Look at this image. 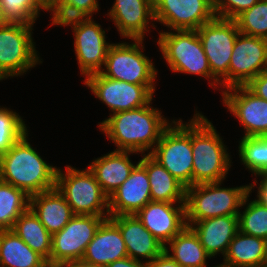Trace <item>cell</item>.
Returning <instances> with one entry per match:
<instances>
[{
    "instance_id": "obj_1",
    "label": "cell",
    "mask_w": 267,
    "mask_h": 267,
    "mask_svg": "<svg viewBox=\"0 0 267 267\" xmlns=\"http://www.w3.org/2000/svg\"><path fill=\"white\" fill-rule=\"evenodd\" d=\"M151 101L142 107L116 112L98 122V128L116 149L150 154L162 133L173 122L166 118Z\"/></svg>"
},
{
    "instance_id": "obj_2",
    "label": "cell",
    "mask_w": 267,
    "mask_h": 267,
    "mask_svg": "<svg viewBox=\"0 0 267 267\" xmlns=\"http://www.w3.org/2000/svg\"><path fill=\"white\" fill-rule=\"evenodd\" d=\"M29 130L0 155V180L23 190L29 197L56 186L57 166L43 160L29 141ZM37 151V152H36Z\"/></svg>"
},
{
    "instance_id": "obj_3",
    "label": "cell",
    "mask_w": 267,
    "mask_h": 267,
    "mask_svg": "<svg viewBox=\"0 0 267 267\" xmlns=\"http://www.w3.org/2000/svg\"><path fill=\"white\" fill-rule=\"evenodd\" d=\"M194 112L191 119L192 186L223 181L233 165L231 152L202 111L196 109Z\"/></svg>"
},
{
    "instance_id": "obj_4",
    "label": "cell",
    "mask_w": 267,
    "mask_h": 267,
    "mask_svg": "<svg viewBox=\"0 0 267 267\" xmlns=\"http://www.w3.org/2000/svg\"><path fill=\"white\" fill-rule=\"evenodd\" d=\"M156 43L162 58L173 73L204 77L213 89L221 91L212 75L197 30H160Z\"/></svg>"
},
{
    "instance_id": "obj_5",
    "label": "cell",
    "mask_w": 267,
    "mask_h": 267,
    "mask_svg": "<svg viewBox=\"0 0 267 267\" xmlns=\"http://www.w3.org/2000/svg\"><path fill=\"white\" fill-rule=\"evenodd\" d=\"M225 180L186 188V221H201L226 215H238L250 184L223 187ZM222 186V187H221Z\"/></svg>"
},
{
    "instance_id": "obj_6",
    "label": "cell",
    "mask_w": 267,
    "mask_h": 267,
    "mask_svg": "<svg viewBox=\"0 0 267 267\" xmlns=\"http://www.w3.org/2000/svg\"><path fill=\"white\" fill-rule=\"evenodd\" d=\"M67 165L58 167L56 188L64 196L74 214L110 216L109 197L103 192L93 172Z\"/></svg>"
},
{
    "instance_id": "obj_7",
    "label": "cell",
    "mask_w": 267,
    "mask_h": 267,
    "mask_svg": "<svg viewBox=\"0 0 267 267\" xmlns=\"http://www.w3.org/2000/svg\"><path fill=\"white\" fill-rule=\"evenodd\" d=\"M144 40L131 39L133 42L112 43L100 73L107 78L131 84H156L158 69L143 53Z\"/></svg>"
},
{
    "instance_id": "obj_8",
    "label": "cell",
    "mask_w": 267,
    "mask_h": 267,
    "mask_svg": "<svg viewBox=\"0 0 267 267\" xmlns=\"http://www.w3.org/2000/svg\"><path fill=\"white\" fill-rule=\"evenodd\" d=\"M149 155L186 188L192 186L191 119L174 118Z\"/></svg>"
},
{
    "instance_id": "obj_9",
    "label": "cell",
    "mask_w": 267,
    "mask_h": 267,
    "mask_svg": "<svg viewBox=\"0 0 267 267\" xmlns=\"http://www.w3.org/2000/svg\"><path fill=\"white\" fill-rule=\"evenodd\" d=\"M34 26L8 23L0 27V81L21 77L43 63L32 37Z\"/></svg>"
},
{
    "instance_id": "obj_10",
    "label": "cell",
    "mask_w": 267,
    "mask_h": 267,
    "mask_svg": "<svg viewBox=\"0 0 267 267\" xmlns=\"http://www.w3.org/2000/svg\"><path fill=\"white\" fill-rule=\"evenodd\" d=\"M60 27L70 26L74 36V52L84 80L91 74L100 73L105 65L108 48L106 29L93 17H77L63 21Z\"/></svg>"
},
{
    "instance_id": "obj_11",
    "label": "cell",
    "mask_w": 267,
    "mask_h": 267,
    "mask_svg": "<svg viewBox=\"0 0 267 267\" xmlns=\"http://www.w3.org/2000/svg\"><path fill=\"white\" fill-rule=\"evenodd\" d=\"M212 75L221 92L228 88V69L235 40L240 33L234 20L214 17L197 29Z\"/></svg>"
},
{
    "instance_id": "obj_12",
    "label": "cell",
    "mask_w": 267,
    "mask_h": 267,
    "mask_svg": "<svg viewBox=\"0 0 267 267\" xmlns=\"http://www.w3.org/2000/svg\"><path fill=\"white\" fill-rule=\"evenodd\" d=\"M83 83L110 109V115L148 105L156 92V84H131L107 78L101 73L89 75Z\"/></svg>"
},
{
    "instance_id": "obj_13",
    "label": "cell",
    "mask_w": 267,
    "mask_h": 267,
    "mask_svg": "<svg viewBox=\"0 0 267 267\" xmlns=\"http://www.w3.org/2000/svg\"><path fill=\"white\" fill-rule=\"evenodd\" d=\"M109 216L75 214L64 228L52 235L50 266L81 261L100 224Z\"/></svg>"
},
{
    "instance_id": "obj_14",
    "label": "cell",
    "mask_w": 267,
    "mask_h": 267,
    "mask_svg": "<svg viewBox=\"0 0 267 267\" xmlns=\"http://www.w3.org/2000/svg\"><path fill=\"white\" fill-rule=\"evenodd\" d=\"M223 106L241 124L243 137L267 136V101L245 86H233L221 93Z\"/></svg>"
},
{
    "instance_id": "obj_15",
    "label": "cell",
    "mask_w": 267,
    "mask_h": 267,
    "mask_svg": "<svg viewBox=\"0 0 267 267\" xmlns=\"http://www.w3.org/2000/svg\"><path fill=\"white\" fill-rule=\"evenodd\" d=\"M266 69V39L239 33L235 40L229 64L228 88L245 86L251 79Z\"/></svg>"
},
{
    "instance_id": "obj_16",
    "label": "cell",
    "mask_w": 267,
    "mask_h": 267,
    "mask_svg": "<svg viewBox=\"0 0 267 267\" xmlns=\"http://www.w3.org/2000/svg\"><path fill=\"white\" fill-rule=\"evenodd\" d=\"M154 17L168 30H197L215 13L206 0H154Z\"/></svg>"
},
{
    "instance_id": "obj_17",
    "label": "cell",
    "mask_w": 267,
    "mask_h": 267,
    "mask_svg": "<svg viewBox=\"0 0 267 267\" xmlns=\"http://www.w3.org/2000/svg\"><path fill=\"white\" fill-rule=\"evenodd\" d=\"M107 11L108 19L125 40L144 39L150 27L156 29L154 0H115Z\"/></svg>"
},
{
    "instance_id": "obj_18",
    "label": "cell",
    "mask_w": 267,
    "mask_h": 267,
    "mask_svg": "<svg viewBox=\"0 0 267 267\" xmlns=\"http://www.w3.org/2000/svg\"><path fill=\"white\" fill-rule=\"evenodd\" d=\"M135 215L164 246L187 226L185 203L151 201Z\"/></svg>"
},
{
    "instance_id": "obj_19",
    "label": "cell",
    "mask_w": 267,
    "mask_h": 267,
    "mask_svg": "<svg viewBox=\"0 0 267 267\" xmlns=\"http://www.w3.org/2000/svg\"><path fill=\"white\" fill-rule=\"evenodd\" d=\"M151 201L146 168L139 162L130 176L109 197V214L133 215Z\"/></svg>"
},
{
    "instance_id": "obj_20",
    "label": "cell",
    "mask_w": 267,
    "mask_h": 267,
    "mask_svg": "<svg viewBox=\"0 0 267 267\" xmlns=\"http://www.w3.org/2000/svg\"><path fill=\"white\" fill-rule=\"evenodd\" d=\"M119 228L127 248L128 257L150 262L164 252V245L155 238L133 215L109 216Z\"/></svg>"
},
{
    "instance_id": "obj_21",
    "label": "cell",
    "mask_w": 267,
    "mask_h": 267,
    "mask_svg": "<svg viewBox=\"0 0 267 267\" xmlns=\"http://www.w3.org/2000/svg\"><path fill=\"white\" fill-rule=\"evenodd\" d=\"M127 256V248L119 228L107 218L98 227L81 261L89 265L106 267Z\"/></svg>"
},
{
    "instance_id": "obj_22",
    "label": "cell",
    "mask_w": 267,
    "mask_h": 267,
    "mask_svg": "<svg viewBox=\"0 0 267 267\" xmlns=\"http://www.w3.org/2000/svg\"><path fill=\"white\" fill-rule=\"evenodd\" d=\"M198 235L206 252L213 259L225 256L229 244L239 230L238 215H226L201 221H186Z\"/></svg>"
},
{
    "instance_id": "obj_23",
    "label": "cell",
    "mask_w": 267,
    "mask_h": 267,
    "mask_svg": "<svg viewBox=\"0 0 267 267\" xmlns=\"http://www.w3.org/2000/svg\"><path fill=\"white\" fill-rule=\"evenodd\" d=\"M138 154L132 151L113 150L110 153L93 159L88 168L93 172L103 192L111 194L130 176L135 164L130 155Z\"/></svg>"
},
{
    "instance_id": "obj_24",
    "label": "cell",
    "mask_w": 267,
    "mask_h": 267,
    "mask_svg": "<svg viewBox=\"0 0 267 267\" xmlns=\"http://www.w3.org/2000/svg\"><path fill=\"white\" fill-rule=\"evenodd\" d=\"M29 208L51 235L61 231L75 215L56 187L30 196Z\"/></svg>"
},
{
    "instance_id": "obj_25",
    "label": "cell",
    "mask_w": 267,
    "mask_h": 267,
    "mask_svg": "<svg viewBox=\"0 0 267 267\" xmlns=\"http://www.w3.org/2000/svg\"><path fill=\"white\" fill-rule=\"evenodd\" d=\"M140 156L139 162L149 178L152 201L185 203L186 187L149 154Z\"/></svg>"
},
{
    "instance_id": "obj_26",
    "label": "cell",
    "mask_w": 267,
    "mask_h": 267,
    "mask_svg": "<svg viewBox=\"0 0 267 267\" xmlns=\"http://www.w3.org/2000/svg\"><path fill=\"white\" fill-rule=\"evenodd\" d=\"M266 263V241L238 230L219 266L258 267Z\"/></svg>"
},
{
    "instance_id": "obj_27",
    "label": "cell",
    "mask_w": 267,
    "mask_h": 267,
    "mask_svg": "<svg viewBox=\"0 0 267 267\" xmlns=\"http://www.w3.org/2000/svg\"><path fill=\"white\" fill-rule=\"evenodd\" d=\"M164 252L181 267H209L207 260L211 259L190 226H186L169 241L164 247Z\"/></svg>"
},
{
    "instance_id": "obj_28",
    "label": "cell",
    "mask_w": 267,
    "mask_h": 267,
    "mask_svg": "<svg viewBox=\"0 0 267 267\" xmlns=\"http://www.w3.org/2000/svg\"><path fill=\"white\" fill-rule=\"evenodd\" d=\"M0 267H49L13 230H0Z\"/></svg>"
},
{
    "instance_id": "obj_29",
    "label": "cell",
    "mask_w": 267,
    "mask_h": 267,
    "mask_svg": "<svg viewBox=\"0 0 267 267\" xmlns=\"http://www.w3.org/2000/svg\"><path fill=\"white\" fill-rule=\"evenodd\" d=\"M12 230L50 266L52 235L30 208L19 216Z\"/></svg>"
},
{
    "instance_id": "obj_30",
    "label": "cell",
    "mask_w": 267,
    "mask_h": 267,
    "mask_svg": "<svg viewBox=\"0 0 267 267\" xmlns=\"http://www.w3.org/2000/svg\"><path fill=\"white\" fill-rule=\"evenodd\" d=\"M29 196L0 180V230H12L15 221L29 208Z\"/></svg>"
},
{
    "instance_id": "obj_31",
    "label": "cell",
    "mask_w": 267,
    "mask_h": 267,
    "mask_svg": "<svg viewBox=\"0 0 267 267\" xmlns=\"http://www.w3.org/2000/svg\"><path fill=\"white\" fill-rule=\"evenodd\" d=\"M250 191L243 200L238 213L239 231L266 240L267 238V205L257 198L250 201ZM246 206V207H245Z\"/></svg>"
},
{
    "instance_id": "obj_32",
    "label": "cell",
    "mask_w": 267,
    "mask_h": 267,
    "mask_svg": "<svg viewBox=\"0 0 267 267\" xmlns=\"http://www.w3.org/2000/svg\"><path fill=\"white\" fill-rule=\"evenodd\" d=\"M238 142L240 162L252 176L267 172V136L241 137Z\"/></svg>"
},
{
    "instance_id": "obj_33",
    "label": "cell",
    "mask_w": 267,
    "mask_h": 267,
    "mask_svg": "<svg viewBox=\"0 0 267 267\" xmlns=\"http://www.w3.org/2000/svg\"><path fill=\"white\" fill-rule=\"evenodd\" d=\"M0 6L8 23L34 25L41 11L50 13L46 0H0Z\"/></svg>"
},
{
    "instance_id": "obj_34",
    "label": "cell",
    "mask_w": 267,
    "mask_h": 267,
    "mask_svg": "<svg viewBox=\"0 0 267 267\" xmlns=\"http://www.w3.org/2000/svg\"><path fill=\"white\" fill-rule=\"evenodd\" d=\"M98 0H57L50 7L51 26H58L66 20L77 17H93L98 13Z\"/></svg>"
},
{
    "instance_id": "obj_35",
    "label": "cell",
    "mask_w": 267,
    "mask_h": 267,
    "mask_svg": "<svg viewBox=\"0 0 267 267\" xmlns=\"http://www.w3.org/2000/svg\"><path fill=\"white\" fill-rule=\"evenodd\" d=\"M234 21L240 33L267 38V0H259L248 10L239 14Z\"/></svg>"
},
{
    "instance_id": "obj_36",
    "label": "cell",
    "mask_w": 267,
    "mask_h": 267,
    "mask_svg": "<svg viewBox=\"0 0 267 267\" xmlns=\"http://www.w3.org/2000/svg\"><path fill=\"white\" fill-rule=\"evenodd\" d=\"M22 116L10 108L0 106V155L8 152L29 129Z\"/></svg>"
},
{
    "instance_id": "obj_37",
    "label": "cell",
    "mask_w": 267,
    "mask_h": 267,
    "mask_svg": "<svg viewBox=\"0 0 267 267\" xmlns=\"http://www.w3.org/2000/svg\"><path fill=\"white\" fill-rule=\"evenodd\" d=\"M259 0H221L214 9L216 17L234 20L243 11L248 10Z\"/></svg>"
},
{
    "instance_id": "obj_38",
    "label": "cell",
    "mask_w": 267,
    "mask_h": 267,
    "mask_svg": "<svg viewBox=\"0 0 267 267\" xmlns=\"http://www.w3.org/2000/svg\"><path fill=\"white\" fill-rule=\"evenodd\" d=\"M245 87L258 98L267 101V69L251 79Z\"/></svg>"
},
{
    "instance_id": "obj_39",
    "label": "cell",
    "mask_w": 267,
    "mask_h": 267,
    "mask_svg": "<svg viewBox=\"0 0 267 267\" xmlns=\"http://www.w3.org/2000/svg\"><path fill=\"white\" fill-rule=\"evenodd\" d=\"M259 181L255 178L250 184V191H254L257 188L256 198L263 204L267 205V172L257 176ZM259 182V183H258ZM258 186V187H257ZM253 189V190H252Z\"/></svg>"
},
{
    "instance_id": "obj_40",
    "label": "cell",
    "mask_w": 267,
    "mask_h": 267,
    "mask_svg": "<svg viewBox=\"0 0 267 267\" xmlns=\"http://www.w3.org/2000/svg\"><path fill=\"white\" fill-rule=\"evenodd\" d=\"M147 267H181L166 252H163L152 261L147 262Z\"/></svg>"
},
{
    "instance_id": "obj_41",
    "label": "cell",
    "mask_w": 267,
    "mask_h": 267,
    "mask_svg": "<svg viewBox=\"0 0 267 267\" xmlns=\"http://www.w3.org/2000/svg\"><path fill=\"white\" fill-rule=\"evenodd\" d=\"M106 267H147V262L125 257L110 263Z\"/></svg>"
},
{
    "instance_id": "obj_42",
    "label": "cell",
    "mask_w": 267,
    "mask_h": 267,
    "mask_svg": "<svg viewBox=\"0 0 267 267\" xmlns=\"http://www.w3.org/2000/svg\"><path fill=\"white\" fill-rule=\"evenodd\" d=\"M59 267H101V266L89 265L82 261H72V262L64 263L60 265Z\"/></svg>"
},
{
    "instance_id": "obj_43",
    "label": "cell",
    "mask_w": 267,
    "mask_h": 267,
    "mask_svg": "<svg viewBox=\"0 0 267 267\" xmlns=\"http://www.w3.org/2000/svg\"><path fill=\"white\" fill-rule=\"evenodd\" d=\"M7 24H8V21L5 19L2 8L0 6V27L6 26Z\"/></svg>"
},
{
    "instance_id": "obj_44",
    "label": "cell",
    "mask_w": 267,
    "mask_h": 267,
    "mask_svg": "<svg viewBox=\"0 0 267 267\" xmlns=\"http://www.w3.org/2000/svg\"><path fill=\"white\" fill-rule=\"evenodd\" d=\"M221 0H206V2L215 9L219 4Z\"/></svg>"
},
{
    "instance_id": "obj_45",
    "label": "cell",
    "mask_w": 267,
    "mask_h": 267,
    "mask_svg": "<svg viewBox=\"0 0 267 267\" xmlns=\"http://www.w3.org/2000/svg\"><path fill=\"white\" fill-rule=\"evenodd\" d=\"M57 0H50V7L56 2Z\"/></svg>"
},
{
    "instance_id": "obj_46",
    "label": "cell",
    "mask_w": 267,
    "mask_h": 267,
    "mask_svg": "<svg viewBox=\"0 0 267 267\" xmlns=\"http://www.w3.org/2000/svg\"><path fill=\"white\" fill-rule=\"evenodd\" d=\"M258 267H267V263L263 265H259Z\"/></svg>"
}]
</instances>
